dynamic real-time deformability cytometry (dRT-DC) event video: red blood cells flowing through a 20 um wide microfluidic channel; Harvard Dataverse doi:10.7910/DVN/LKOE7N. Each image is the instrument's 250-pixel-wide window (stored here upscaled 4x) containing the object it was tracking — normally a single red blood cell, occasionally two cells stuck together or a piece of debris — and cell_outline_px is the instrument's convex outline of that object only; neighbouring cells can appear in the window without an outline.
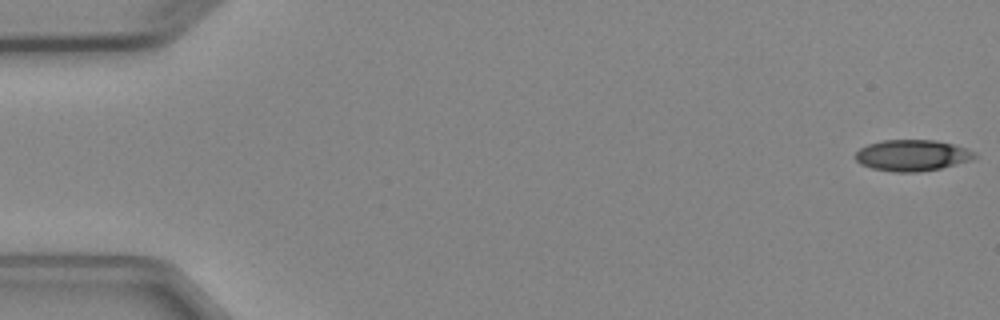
{"species": "Egyptian fruit bat (a non-hibernating species)", "species_latin": "Rousettus aegyptiacus", "temperature_condition": "cold", "stored_images_in_passage": 5, "camera_frame_rate_fps": 3000, "um_per_image_px": 0.085, "animal": {"sex": "female"}, "frame": {"image": 1, "passage_image": 1, "time_ms": 0.0, "image_size_px": [1000, 320], "cell_outline_px": [[976, 156], [972, 160], [940, 168], [916, 172], [892, 172], [872, 168], [860, 164], [856, 160], [856, 152], [860, 148], [868, 144], [884, 140], [936, 140], [952, 144], [976, 152]], "centroid_in_image_um": [77.52, 13.21], "position_along_channel_um": 7.5, "area_um2": 21.56}}
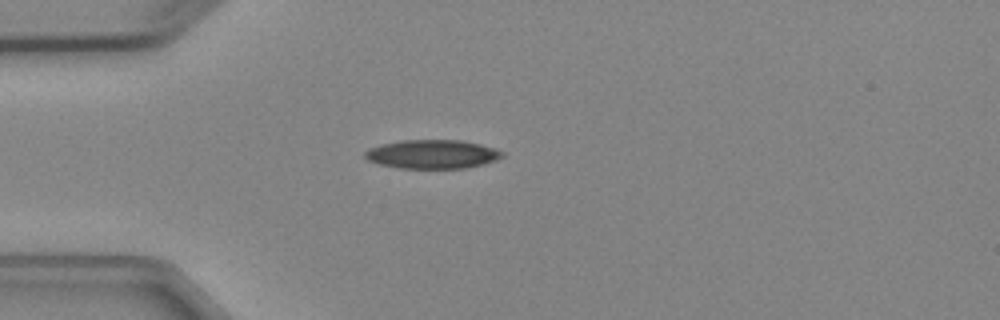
{"frame": {"image": 2, "passage_image": 4, "time_ms": 4.333, "image_size_px": [1000, 320], "cell_outline_px": [[504, 156], [484, 164], [464, 168], [400, 168], [380, 164], [368, 160], [364, 156], [364, 152], [368, 148], [400, 140], [460, 140], [480, 144], [496, 148], [504, 152]], "centroid_in_image_um": [36.76, 13.1], "position_along_channel_um": 48.2, "area_um2": 23.0}}